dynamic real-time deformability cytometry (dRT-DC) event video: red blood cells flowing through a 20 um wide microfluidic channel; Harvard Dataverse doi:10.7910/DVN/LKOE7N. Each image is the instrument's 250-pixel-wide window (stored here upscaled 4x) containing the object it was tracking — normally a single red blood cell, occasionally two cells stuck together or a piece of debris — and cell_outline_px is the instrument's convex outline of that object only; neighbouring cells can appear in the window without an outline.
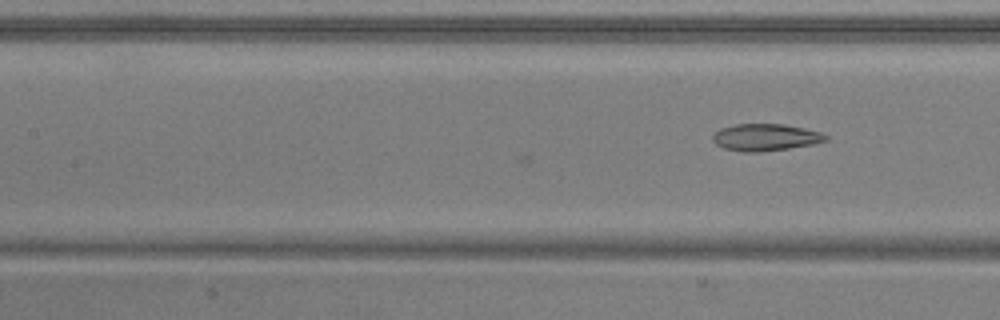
{"species": "common noctule bat (a hibernating species)", "species_latin": "Nyctalus noctula", "temperature_condition": "warm", "stored_images_in_passage": 6, "camera_frame_rate_fps": 3000, "um_per_image_px": 0.085, "animal": {"sex": "male", "body_mass_g": 20.5, "forearm_length_mm": 52.5}, "frame": {"image": 1, "passage_image": 6, "time_ms": 1.667, "image_size_px": [1000, 320], "cell_outline_px": [[828, 140], [812, 144], [788, 148], [760, 152], [744, 152], [724, 148], [716, 144], [712, 140], [712, 136], [720, 128], [736, 124], [784, 124], [804, 128], [820, 132], [828, 136]], "centroid_in_image_um": [65.05, 11.67], "position_along_channel_um": 142.3, "area_um2": 17.69}}